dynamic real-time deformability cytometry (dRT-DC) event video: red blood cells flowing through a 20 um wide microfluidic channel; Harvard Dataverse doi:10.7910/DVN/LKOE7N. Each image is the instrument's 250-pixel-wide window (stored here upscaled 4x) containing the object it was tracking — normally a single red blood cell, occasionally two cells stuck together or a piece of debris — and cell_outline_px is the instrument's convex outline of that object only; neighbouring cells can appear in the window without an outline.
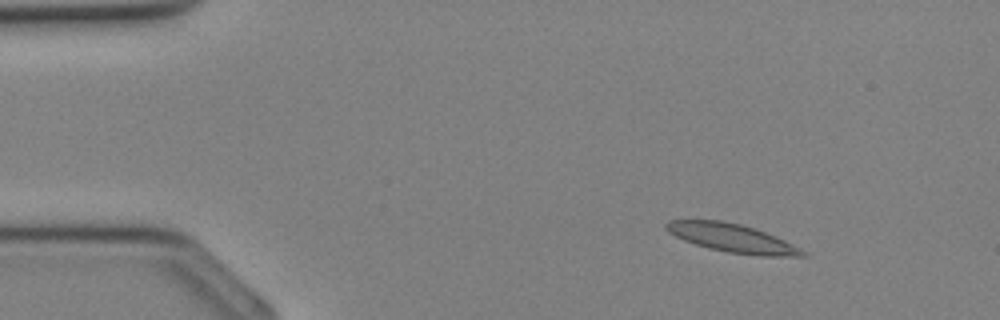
{"species": "Egyptian fruit bat (a non-hibernating species)", "species_latin": "Rousettus aegyptiacus", "temperature_condition": "cold", "stored_images_in_passage": 34, "camera_frame_rate_fps": 3000, "um_per_image_px": 0.085, "animal": {"sex": "female"}, "frame": {"image": 1, "passage_image": 4, "time_ms": 1.0, "image_size_px": [1000, 320], "cell_outline_px": [[808, 256], [760, 256], [728, 252], [696, 244], [684, 240], [668, 232], [664, 228], [664, 224], [668, 220], [720, 220], [740, 224], [756, 228], [776, 236], [800, 248]], "centroid_in_image_um": [62.22, 20.22], "position_along_channel_um": 22.8, "area_um2": 22.43}}
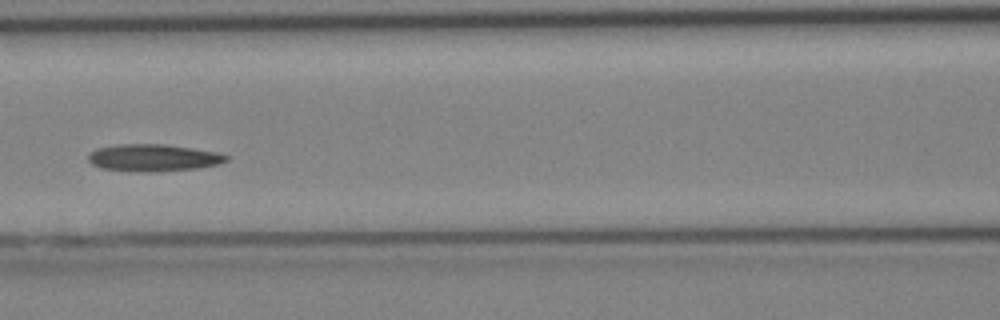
{"frame": {"image": 2, "passage_image": 15, "time_ms": 4.667, "image_size_px": [1000, 320], "cell_outline_px": [[228, 160], [220, 164], [196, 168], [152, 172], [104, 168], [92, 164], [88, 160], [88, 156], [96, 148], [116, 144], [164, 144], [192, 148], [216, 152], [228, 156]], "centroid_in_image_um": [13.05, 13.39], "position_along_channel_um": 153.6, "area_um2": 21.5}}
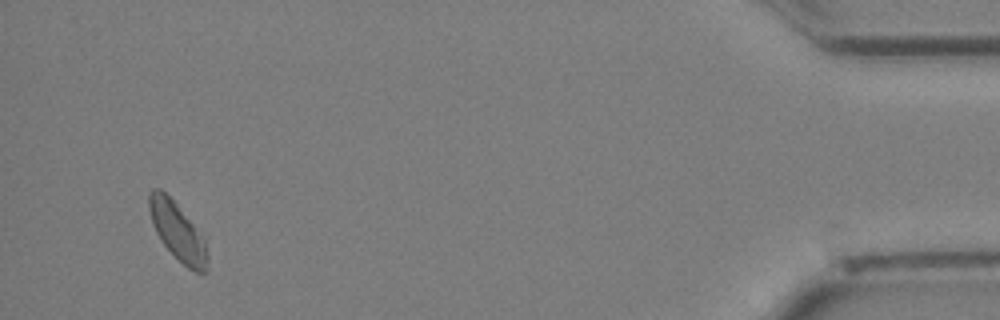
{"frame": {"image": 3, "passage_image": 33, "time_ms": 10.667, "image_size_px": [1000, 320], "cell_outline_px": [[208, 260], [204, 272], [196, 272], [188, 268], [160, 240], [152, 224], [148, 208], [148, 192], [152, 188], [160, 188], [176, 204], [192, 224], [204, 240], [208, 256]], "centroid_in_image_um": [15.04, 19.64], "position_along_channel_um": 420.2, "area_um2": 19.02}}